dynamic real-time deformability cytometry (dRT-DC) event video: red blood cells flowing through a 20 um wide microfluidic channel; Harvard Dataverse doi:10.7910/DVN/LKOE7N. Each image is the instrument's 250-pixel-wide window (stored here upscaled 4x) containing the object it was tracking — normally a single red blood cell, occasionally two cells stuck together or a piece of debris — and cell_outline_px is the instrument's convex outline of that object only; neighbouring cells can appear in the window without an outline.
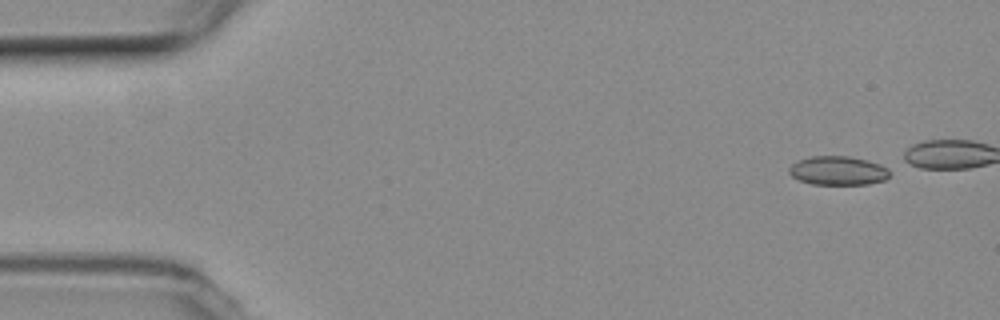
{"species": "common noctule bat (a hibernating species)", "species_latin": "Nyctalus noctula", "temperature_condition": "room temperature", "stored_images_in_passage": 41, "camera_frame_rate_fps": 3000, "um_per_image_px": 0.085, "animal": {"sex": "female", "body_mass_g": 19.3, "forearm_length_mm": 54.1}, "frame": {"image": 1, "passage_image": 2, "time_ms": 0.333, "image_size_px": [1000, 320], "cell_outline_px": [[888, 176], [884, 180], [868, 184], [812, 184], [800, 180], [792, 176], [788, 172], [788, 168], [792, 164], [800, 160], [812, 156], [848, 156], [868, 160], [880, 164], [888, 168]], "centroid_in_image_um": [71.22, 14.5], "position_along_channel_um": 13.8, "area_um2": 16.82}}
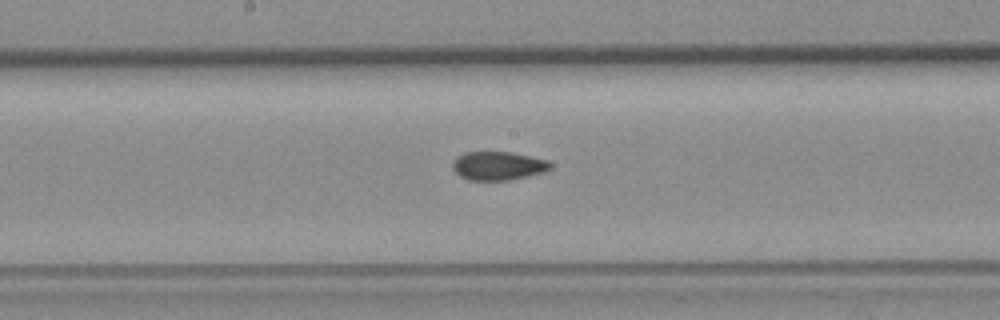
{"frame": {"image": 2, "passage_image": 26, "time_ms": 8.333, "image_size_px": [1000, 320], "cell_outline_px": [[552, 168], [544, 172], [528, 176], [508, 180], [468, 180], [460, 176], [452, 168], [452, 164], [464, 152], [512, 152], [548, 160], [552, 164]], "centroid_in_image_um": [42.38, 14.1], "position_along_channel_um": 205.8, "area_um2": 16.24}}
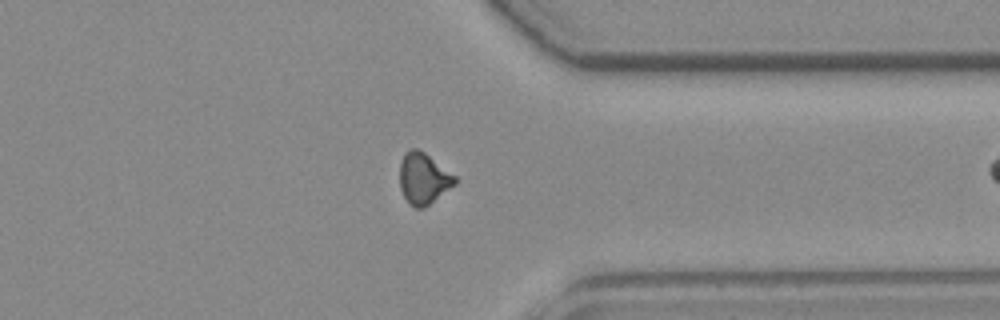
{"frame": {"image": 3, "passage_image": 40, "time_ms": 13.0, "image_size_px": [1000, 320], "cell_outline_px": [[456, 184], [424, 208], [416, 208], [408, 204], [400, 188], [400, 164], [404, 152], [412, 148], [416, 148], [424, 152], [456, 176]], "centroid_in_image_um": [35.98, 15.18], "position_along_channel_um": 375.4, "area_um2": 16.47}}